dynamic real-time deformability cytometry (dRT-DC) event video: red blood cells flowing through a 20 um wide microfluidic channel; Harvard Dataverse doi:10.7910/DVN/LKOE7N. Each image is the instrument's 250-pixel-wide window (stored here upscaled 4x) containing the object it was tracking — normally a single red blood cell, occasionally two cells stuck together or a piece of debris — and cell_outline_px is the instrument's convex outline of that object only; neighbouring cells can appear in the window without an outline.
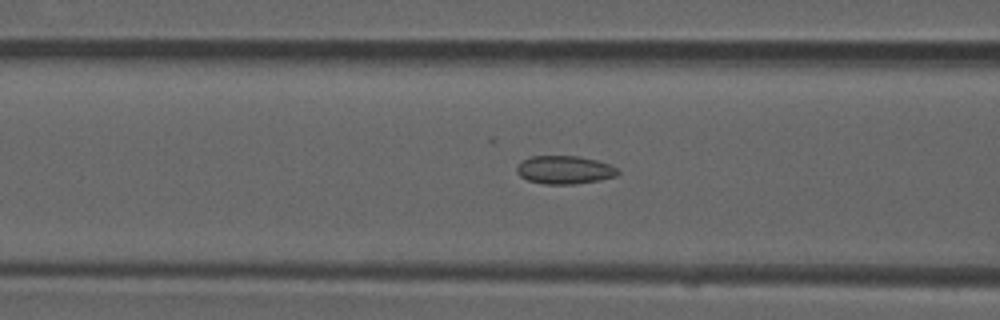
{"species": "common noctule bat (a hibernating species)", "species_latin": "Nyctalus noctula", "temperature_condition": "room temperature", "stored_images_in_passage": 6, "camera_frame_rate_fps": 3000, "um_per_image_px": 0.085, "animal": {"sex": "male", "forearm_length_mm": 52.5}, "frame": {"image": 1, "passage_image": 4, "time_ms": 1.0, "image_size_px": [1000, 320], "cell_outline_px": [[620, 172], [616, 176], [600, 180], [572, 184], [544, 184], [528, 180], [520, 176], [516, 172], [516, 168], [524, 160], [532, 156], [576, 156], [596, 160], [608, 164], [616, 168]], "centroid_in_image_um": [47.99, 14.44], "position_along_channel_um": 118.6, "area_um2": 16.42}}